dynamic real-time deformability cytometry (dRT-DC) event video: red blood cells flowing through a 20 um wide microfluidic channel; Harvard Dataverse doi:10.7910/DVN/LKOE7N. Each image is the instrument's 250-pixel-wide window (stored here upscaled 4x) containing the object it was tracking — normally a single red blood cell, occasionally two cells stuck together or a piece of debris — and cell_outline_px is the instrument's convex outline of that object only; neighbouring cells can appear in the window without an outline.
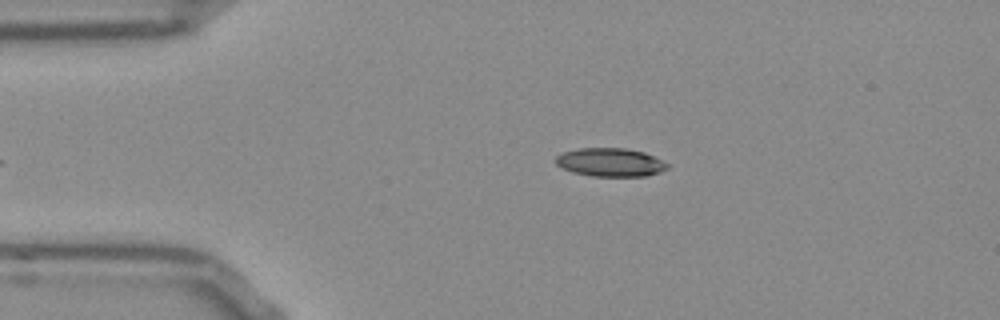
{"species": "Egyptian fruit bat (a non-hibernating species)", "species_latin": "Rousettus aegyptiacus", "temperature_condition": "room temperature", "stored_images_in_passage": 39, "camera_frame_rate_fps": 3000, "um_per_image_px": 0.085, "frame": {"image": 1, "passage_image": 3, "time_ms": 0.667, "image_size_px": [1000, 320], "cell_outline_px": [[668, 168], [660, 172], [644, 176], [592, 176], [572, 172], [556, 164], [556, 156], [564, 152], [580, 148], [624, 148], [644, 152], [668, 164]], "centroid_in_image_um": [51.87, 13.8], "position_along_channel_um": 33.1, "area_um2": 18.26}}
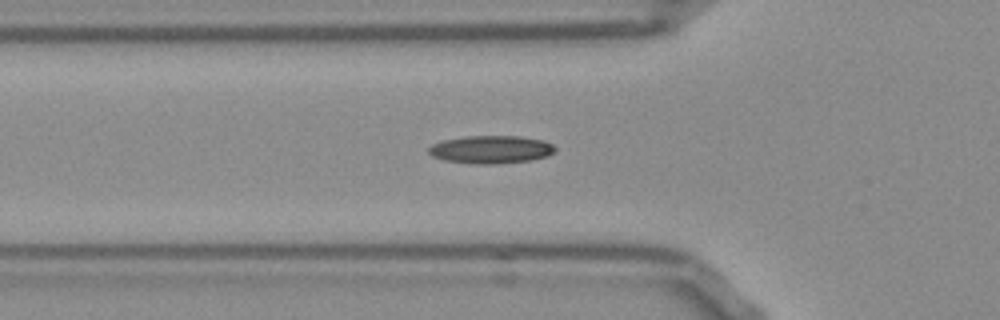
{"frame": {"image": 2, "passage_image": 10, "time_ms": 3.0, "image_size_px": [1000, 320], "cell_outline_px": [[556, 148], [548, 156], [532, 160], [492, 164], [476, 164], [444, 160], [432, 156], [428, 152], [428, 148], [432, 144], [444, 140], [468, 136], [520, 136], [540, 140], [552, 144]], "centroid_in_image_um": [41.71, 12.71], "position_along_channel_um": 84.1, "area_um2": 20.4}}
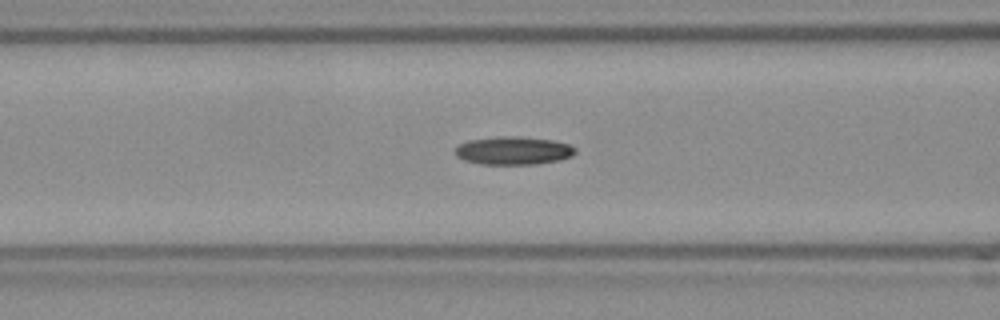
{"frame": {"image": 3, "passage_image": 13, "time_ms": 4.0, "image_size_px": [1000, 320], "cell_outline_px": [[576, 152], [572, 156], [560, 160], [536, 164], [480, 164], [464, 160], [456, 156], [452, 152], [460, 144], [468, 140], [500, 136], [520, 136], [552, 140], [568, 144], [576, 148]], "centroid_in_image_um": [43.62, 12.8], "position_along_channel_um": 123.0, "area_um2": 19.83}}